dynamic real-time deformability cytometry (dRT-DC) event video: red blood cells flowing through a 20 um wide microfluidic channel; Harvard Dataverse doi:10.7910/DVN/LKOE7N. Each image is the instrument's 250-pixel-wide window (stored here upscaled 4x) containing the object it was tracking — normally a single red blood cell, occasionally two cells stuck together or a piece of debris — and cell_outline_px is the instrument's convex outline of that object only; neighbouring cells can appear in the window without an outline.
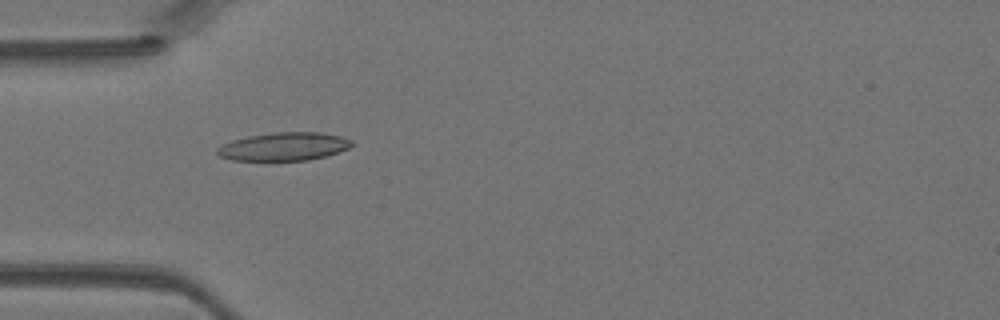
{"species": "Egyptian fruit bat (a non-hibernating species)", "species_latin": "Rousettus aegyptiacus", "temperature_condition": "warm", "stored_images_in_passage": 27, "camera_frame_rate_fps": 3000, "um_per_image_px": 0.085, "animal": {"sex": "female"}, "frame": {"image": 1, "passage_image": 1, "time_ms": 0.0, "image_size_px": [1000, 320], "cell_outline_px": [[352, 144], [348, 148], [324, 156], [308, 160], [232, 160], [220, 156], [216, 152], [216, 148], [232, 140], [248, 136], [276, 132], [320, 132], [340, 136], [352, 140]], "centroid_in_image_um": [24.11, 12.45], "position_along_channel_um": 60.9, "area_um2": 21.85}}
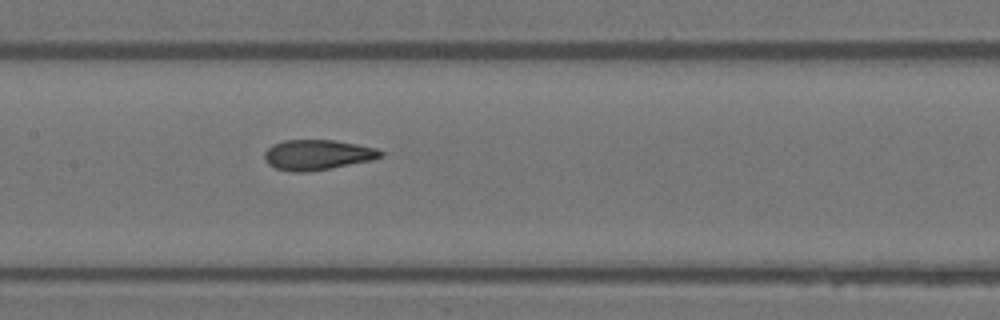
{"frame": {"image": 2, "passage_image": 9, "time_ms": 2.667, "image_size_px": [1000, 320], "cell_outline_px": [[384, 156], [372, 160], [332, 168], [304, 172], [292, 172], [276, 168], [268, 164], [264, 160], [264, 152], [272, 144], [284, 140], [332, 140], [356, 144], [376, 148], [384, 152]], "centroid_in_image_um": [26.97, 13.16], "position_along_channel_um": 180.4, "area_um2": 20.52}}
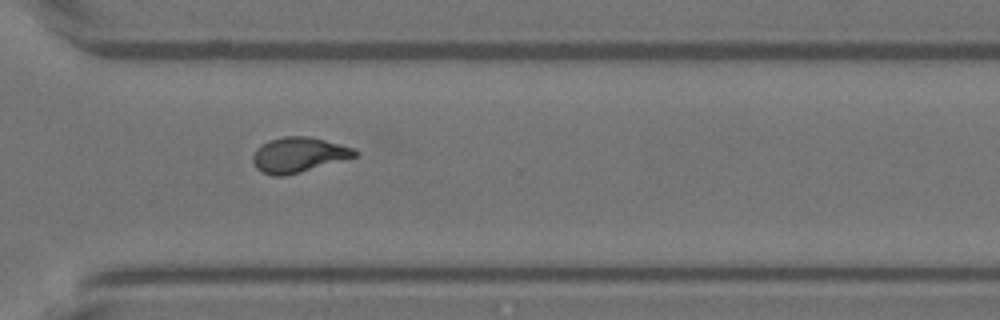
{"frame": {"image": 3, "passage_image": 20, "time_ms": 6.333, "image_size_px": [1000, 320], "cell_outline_px": [[356, 156], [300, 172], [284, 176], [272, 176], [260, 172], [256, 168], [252, 160], [252, 156], [256, 148], [268, 140], [284, 136], [308, 136], [324, 140], [352, 148], [356, 152]], "centroid_in_image_um": [25.29, 13.16], "position_along_channel_um": 345.3, "area_um2": 20.63}}